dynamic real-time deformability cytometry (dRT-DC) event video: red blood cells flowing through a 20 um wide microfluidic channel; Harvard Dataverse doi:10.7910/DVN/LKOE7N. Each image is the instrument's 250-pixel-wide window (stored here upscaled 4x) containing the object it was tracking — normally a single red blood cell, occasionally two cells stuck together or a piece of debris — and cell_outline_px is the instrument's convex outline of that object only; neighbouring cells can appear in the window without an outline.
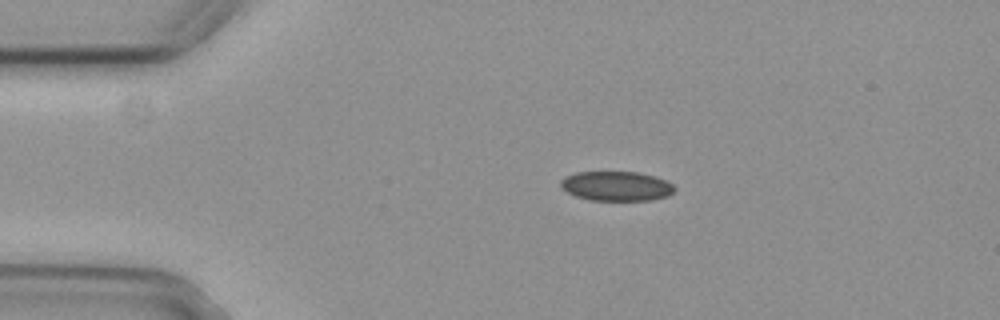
{"species": "common noctule bat (a hibernating species)", "species_latin": "Nyctalus noctula", "temperature_condition": "cold", "stored_images_in_passage": 4, "camera_frame_rate_fps": 3000, "um_per_image_px": 0.085, "animal": {"sex": "female", "body_mass_g": 29.2, "forearm_length_mm": 56.3}, "frame": {"image": 1, "passage_image": 2, "time_ms": 0.333, "image_size_px": [1000, 320], "cell_outline_px": [[676, 188], [668, 196], [652, 200], [588, 200], [576, 196], [560, 188], [560, 180], [564, 176], [576, 172], [636, 172], [652, 176], [664, 180], [672, 184]], "centroid_in_image_um": [52.34, 15.82], "position_along_channel_um": 32.7, "area_um2": 19.59}}
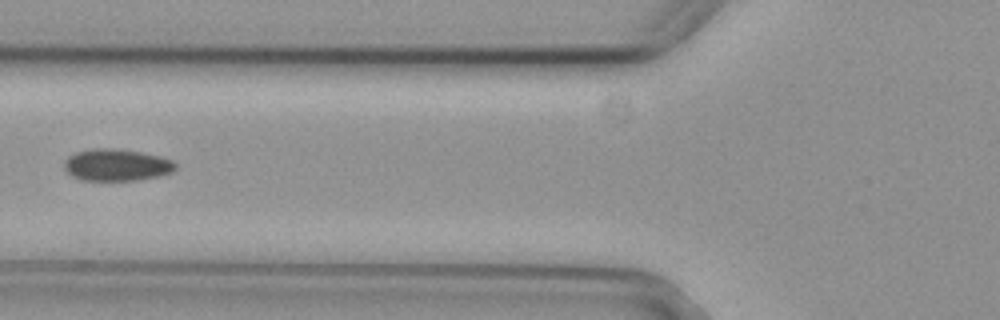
{"frame": {"image": 2, "passage_image": 4, "time_ms": 1.0, "image_size_px": [1000, 320], "cell_outline_px": [[176, 168], [172, 172], [160, 176], [136, 180], [80, 180], [72, 176], [64, 168], [64, 160], [68, 156], [76, 152], [92, 148], [112, 148], [140, 152], [160, 156], [172, 160], [176, 164]], "centroid_in_image_um": [9.9, 14.02], "position_along_channel_um": 115.9, "area_um2": 20.75}}